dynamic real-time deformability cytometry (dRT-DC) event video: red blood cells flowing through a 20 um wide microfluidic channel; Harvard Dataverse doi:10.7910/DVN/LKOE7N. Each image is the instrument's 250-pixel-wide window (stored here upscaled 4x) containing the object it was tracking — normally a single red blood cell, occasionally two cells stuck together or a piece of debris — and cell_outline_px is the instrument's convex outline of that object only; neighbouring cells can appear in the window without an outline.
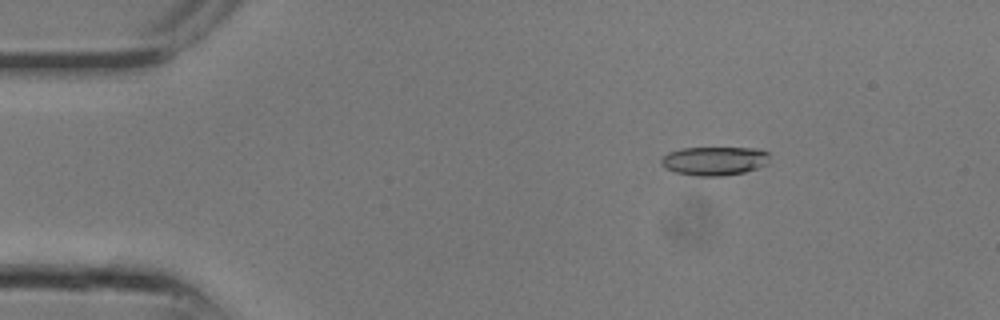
{"species": "common noctule bat (a hibernating species)", "species_latin": "Nyctalus noctula", "temperature_condition": "room temperature", "stored_images_in_passage": 8, "camera_frame_rate_fps": 3000, "um_per_image_px": 0.085, "animal": {"sex": "male", "body_mass_g": 13.3}, "frame": {"image": 1, "passage_image": 1, "time_ms": 0.0, "image_size_px": [1000, 320], "cell_outline_px": [[768, 164], [744, 172], [720, 176], [696, 176], [676, 172], [664, 168], [660, 164], [660, 160], [668, 152], [680, 148], [760, 148], [768, 152]], "centroid_in_image_um": [60.71, 13.67], "position_along_channel_um": 24.3, "area_um2": 18.26}}
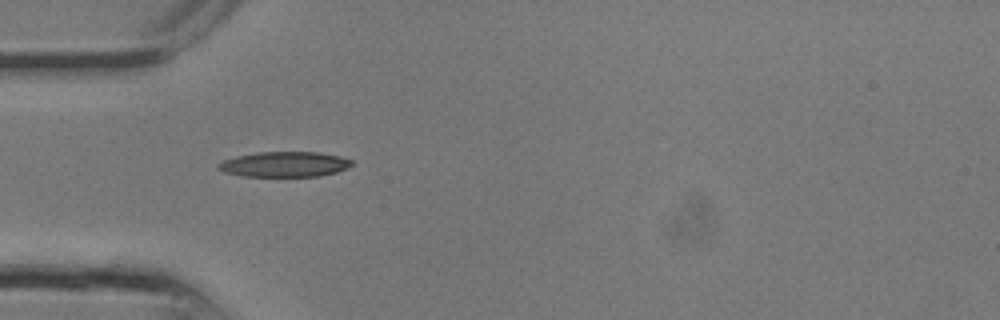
{"frame": {"image": 2, "passage_image": 5, "time_ms": 1.333, "image_size_px": [1000, 320], "cell_outline_px": [[352, 164], [336, 172], [320, 176], [244, 176], [224, 172], [216, 168], [216, 164], [224, 160], [236, 156], [256, 152], [320, 152], [340, 156], [352, 160]], "centroid_in_image_um": [24.14, 13.96], "position_along_channel_um": 60.9, "area_um2": 19.59}}
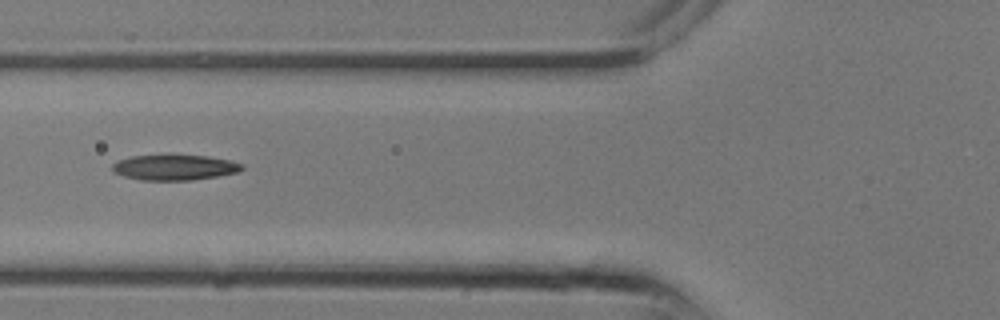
{"frame": {"image": 3, "passage_image": 7, "time_ms": 2.0, "image_size_px": [1000, 320], "cell_outline_px": [[244, 168], [236, 172], [216, 176], [192, 180], [140, 180], [124, 176], [112, 172], [112, 164], [120, 160], [132, 156], [168, 152], [172, 152], [208, 156], [228, 160], [244, 164]], "centroid_in_image_um": [14.8, 14.18], "position_along_channel_um": 111.0, "area_um2": 20.0}}